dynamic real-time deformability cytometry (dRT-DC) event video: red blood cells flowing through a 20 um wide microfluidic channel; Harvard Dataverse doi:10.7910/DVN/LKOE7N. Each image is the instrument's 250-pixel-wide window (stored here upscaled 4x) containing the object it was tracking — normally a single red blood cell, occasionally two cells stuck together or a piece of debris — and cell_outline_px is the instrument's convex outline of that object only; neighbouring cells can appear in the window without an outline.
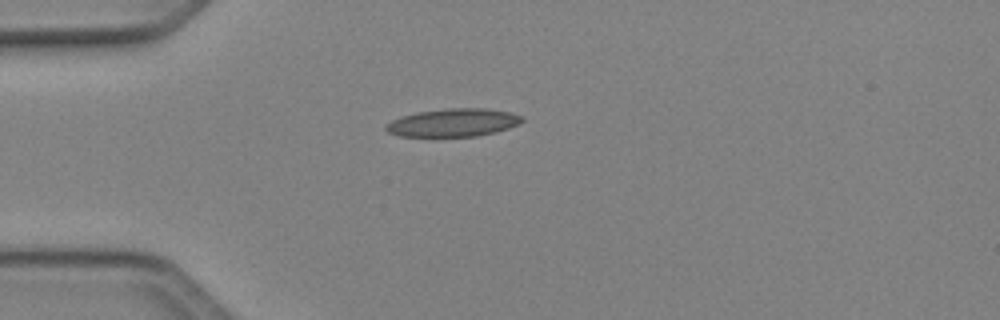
{"species": "Egyptian fruit bat (a non-hibernating species)", "species_latin": "Rousettus aegyptiacus", "temperature_condition": "cold", "stored_images_in_passage": 37, "camera_frame_rate_fps": 3000, "um_per_image_px": 0.085, "animal": {"sex": "female"}, "frame": {"image": 1, "passage_image": 1, "time_ms": 0.0, "image_size_px": [1000, 320], "cell_outline_px": [[524, 120], [508, 128], [496, 132], [476, 136], [400, 136], [388, 132], [384, 128], [384, 124], [400, 116], [416, 112], [448, 108], [488, 108], [508, 112], [524, 116]], "centroid_in_image_um": [38.49, 10.41], "position_along_channel_um": 46.5, "area_um2": 22.25}}
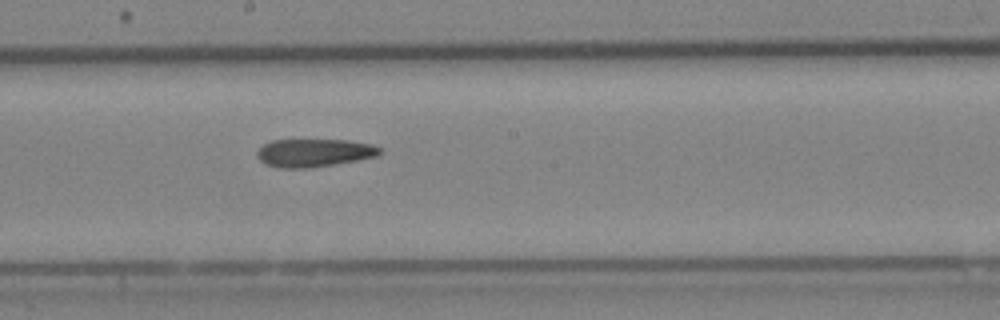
{"frame": {"image": 2, "passage_image": 15, "time_ms": 4.667, "image_size_px": [1000, 320], "cell_outline_px": [[380, 156], [308, 168], [280, 168], [264, 164], [256, 156], [256, 152], [264, 144], [272, 140], [348, 140], [372, 144], [380, 148]], "centroid_in_image_um": [26.68, 12.99], "position_along_channel_um": 221.5, "area_um2": 20.0}}
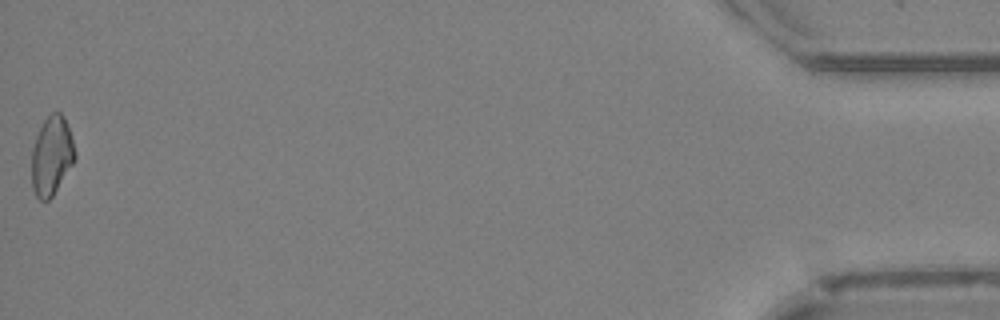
{"frame": {"image": 3, "passage_image": 37, "time_ms": 12.0, "image_size_px": [1000, 320], "cell_outline_px": [[76, 160], [52, 196], [48, 200], [40, 200], [36, 196], [32, 188], [32, 148], [36, 136], [44, 120], [52, 112], [60, 112], [64, 116], [76, 152]], "centroid_in_image_um": [4.39, 13.25], "position_along_channel_um": 430.8, "area_um2": 19.83}, "authors_computed_cell_mechanics": {"area_um2": 20.4612, "velocity_mm_per_s": 4.157, "shape_relaxation_time_tau1_ms": null, "shape_relaxation_time_tau2_ms": 7.9922, "deformation_change_tau1": null, "deformation_change_tau2": 0.1932}}